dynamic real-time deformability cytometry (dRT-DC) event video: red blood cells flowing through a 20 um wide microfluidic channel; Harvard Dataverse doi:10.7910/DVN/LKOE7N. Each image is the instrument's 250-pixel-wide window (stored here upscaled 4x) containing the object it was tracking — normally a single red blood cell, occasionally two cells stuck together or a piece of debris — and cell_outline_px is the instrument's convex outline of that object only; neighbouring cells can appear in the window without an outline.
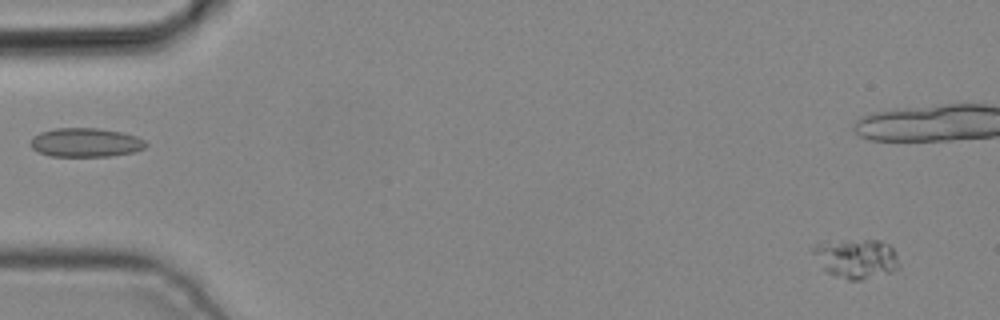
{"species": "common noctule bat (a hibernating species)", "species_latin": "Nyctalus noctula", "temperature_condition": "cold", "stored_images_in_passage": 5, "camera_frame_rate_fps": 3000, "um_per_image_px": 0.085, "animal": {"sex": "male", "body_mass_g": 19.2, "forearm_length_mm": 51.8}, "frame": {"image": 1, "passage_image": 1, "time_ms": 0.0, "image_size_px": [1000, 320], "cell_outline_px": [[900, 268], [888, 272], [860, 280], [848, 280], [824, 272], [808, 248], [812, 244], [824, 240], [880, 240], [888, 244], [892, 248], [900, 264]], "centroid_in_image_um": [72.66, 21.94], "position_along_channel_um": 12.3, "area_um2": 20.35}}
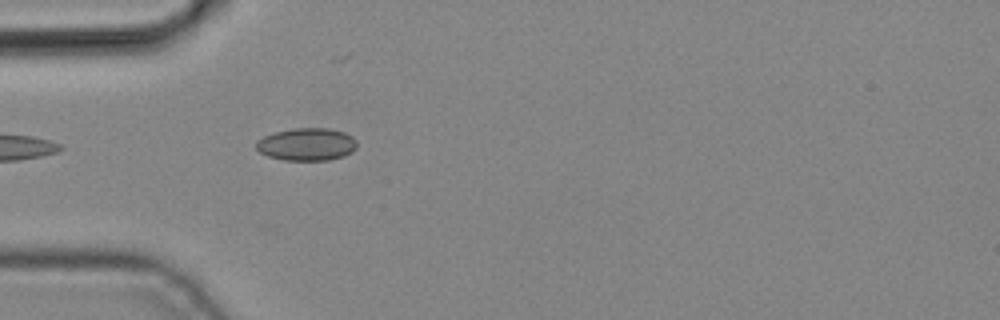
{"frame": {"image": 2, "passage_image": 5, "time_ms": 1.333, "image_size_px": [1000, 320], "cell_outline_px": [[356, 148], [352, 152], [344, 156], [328, 160], [284, 160], [268, 156], [260, 152], [256, 148], [256, 140], [264, 136], [276, 132], [292, 128], [328, 128], [344, 132], [352, 136], [356, 140]], "centroid_in_image_um": [26.08, 12.26], "position_along_channel_um": 58.9, "area_um2": 19.19}}